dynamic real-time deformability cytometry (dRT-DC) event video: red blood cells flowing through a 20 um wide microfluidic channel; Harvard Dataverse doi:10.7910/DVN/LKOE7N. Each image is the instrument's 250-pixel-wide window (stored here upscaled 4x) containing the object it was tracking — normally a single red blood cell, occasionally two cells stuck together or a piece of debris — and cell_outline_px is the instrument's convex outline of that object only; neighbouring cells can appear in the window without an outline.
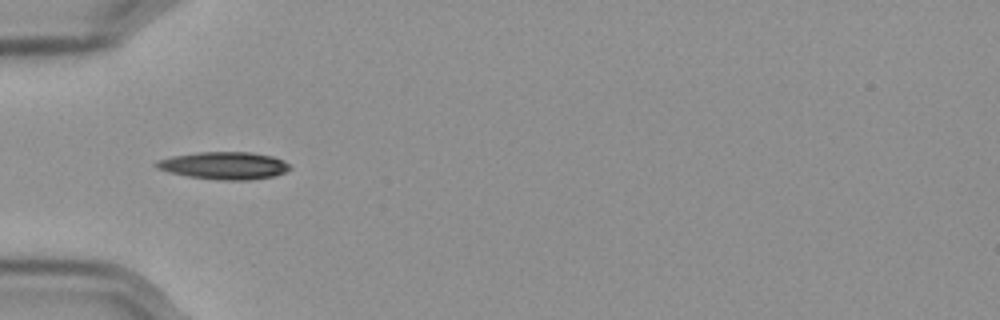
{"species": "Egyptian fruit bat (a non-hibernating species)", "species_latin": "Rousettus aegyptiacus", "temperature_condition": "cold", "stored_images_in_passage": 39, "camera_frame_rate_fps": 3000, "um_per_image_px": 0.085, "frame": {"image": 1, "passage_image": 1, "time_ms": 0.0, "image_size_px": [1000, 320], "cell_outline_px": [[288, 168], [284, 172], [272, 176], [248, 180], [224, 180], [188, 176], [156, 168], [152, 164], [156, 160], [172, 156], [200, 152], [252, 152], [272, 156], [284, 160], [288, 164]], "centroid_in_image_um": [19.01, 14.06], "position_along_channel_um": 66.0, "area_um2": 21.1}}
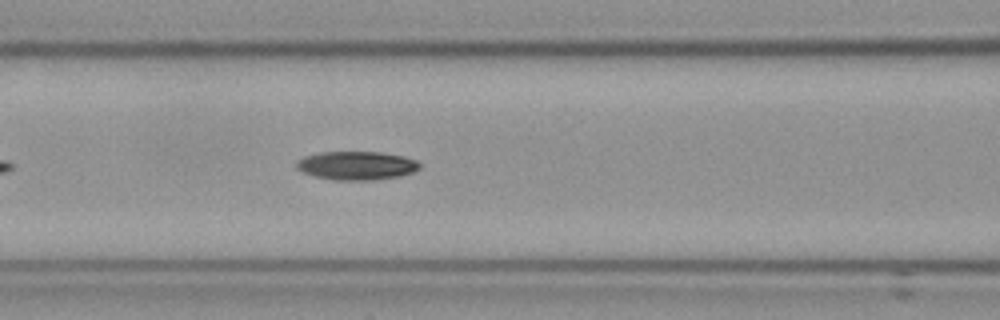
{"frame": {"image": 2, "passage_image": 7, "time_ms": 2.0, "image_size_px": [1000, 320], "cell_outline_px": [[420, 168], [412, 172], [400, 176], [372, 180], [336, 180], [316, 176], [304, 172], [296, 168], [296, 164], [304, 156], [320, 152], [380, 152], [404, 156], [416, 160], [420, 164]], "centroid_in_image_um": [30.34, 14.07], "position_along_channel_um": 136.3, "area_um2": 20.35}}
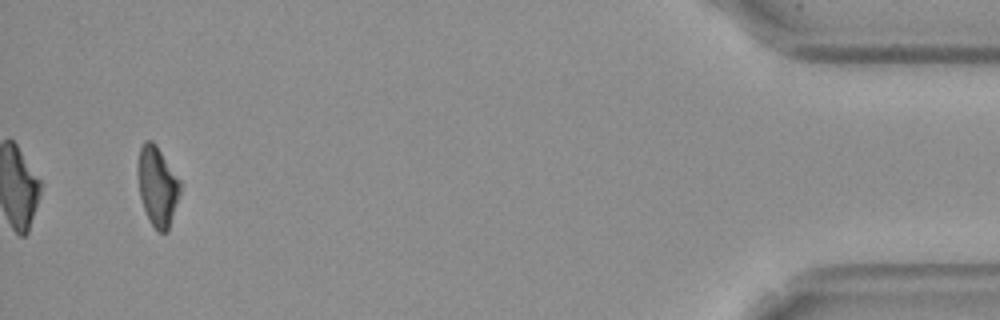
{"frame": {"image": 3, "passage_image": 37, "time_ms": 12.0, "image_size_px": [1000, 320], "cell_outline_px": [[180, 192], [168, 232], [160, 232], [152, 224], [144, 208], [140, 196], [136, 172], [136, 168], [140, 148], [144, 140], [152, 140], [156, 144], [180, 180]], "centroid_in_image_um": [13.36, 15.78], "position_along_channel_um": 421.8, "area_um2": 19.59}, "authors_computed_cell_mechanics": {"area_um2": 20.1144, "velocity_mm_per_s": 3.5789, "shape_relaxation_time_tau1_ms": 7.3076, "shape_relaxation_time_tau2_ms": null, "deformation_change_tau1": 0.1952, "deformation_change_tau2": null}}